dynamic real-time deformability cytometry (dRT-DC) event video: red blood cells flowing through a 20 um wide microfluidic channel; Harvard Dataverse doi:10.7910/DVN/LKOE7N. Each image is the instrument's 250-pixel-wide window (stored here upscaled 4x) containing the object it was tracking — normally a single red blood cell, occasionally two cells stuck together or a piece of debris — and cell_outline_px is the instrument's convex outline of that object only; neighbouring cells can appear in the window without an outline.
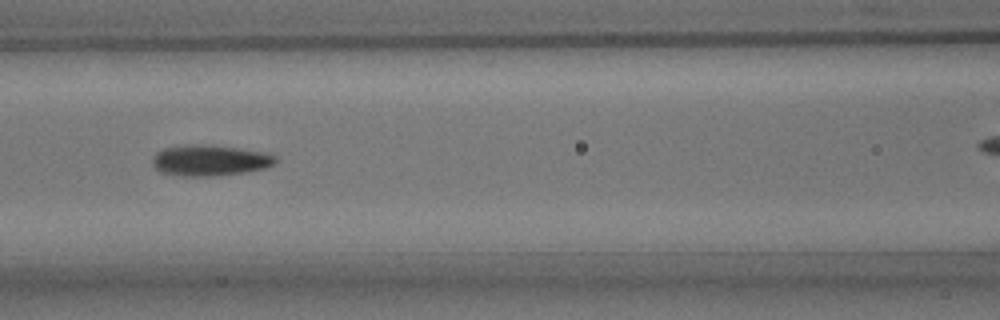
{"species": "common noctule bat (a hibernating species)", "species_latin": "Nyctalus noctula", "temperature_condition": "room temperature", "stored_images_in_passage": 10, "segment_of_instrument_passage": [1, 2], "camera_frame_rate_fps": 3000, "um_per_image_px": 0.085, "animal": {"sex": "male", "body_mass_g": 15.6}, "frame": {"image": 1, "passage_image": 6, "time_ms": 5.667, "image_size_px": [1000, 320], "cell_outline_px": [[276, 164], [268, 168], [220, 176], [180, 176], [160, 172], [152, 164], [152, 156], [156, 152], [164, 148], [192, 144], [236, 148], [268, 152], [276, 156]], "centroid_in_image_um": [17.86, 13.65], "position_along_channel_um": 148.7, "area_um2": 22.31}}
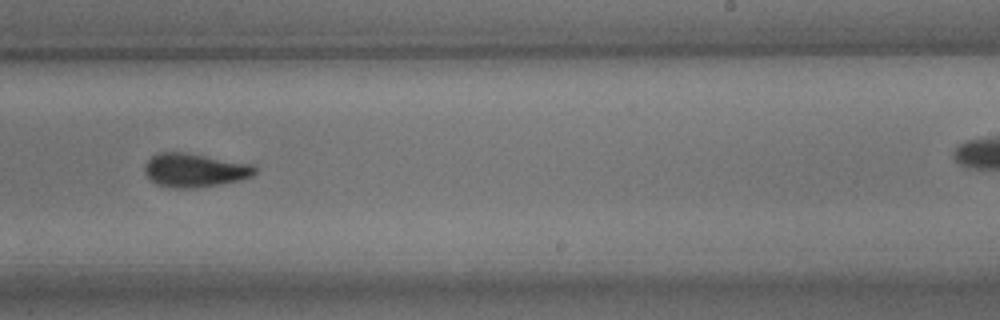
{"frame": {"image": 2, "passage_image": 9, "time_ms": 9.0, "image_size_px": [1000, 320], "cell_outline_px": [[256, 172], [252, 176], [240, 180], [220, 184], [192, 188], [168, 188], [156, 184], [144, 172], [144, 164], [152, 156], [160, 152], [184, 152], [252, 164], [256, 168]], "centroid_in_image_um": [16.52, 14.47], "position_along_channel_um": 272.5, "area_um2": 21.62}}